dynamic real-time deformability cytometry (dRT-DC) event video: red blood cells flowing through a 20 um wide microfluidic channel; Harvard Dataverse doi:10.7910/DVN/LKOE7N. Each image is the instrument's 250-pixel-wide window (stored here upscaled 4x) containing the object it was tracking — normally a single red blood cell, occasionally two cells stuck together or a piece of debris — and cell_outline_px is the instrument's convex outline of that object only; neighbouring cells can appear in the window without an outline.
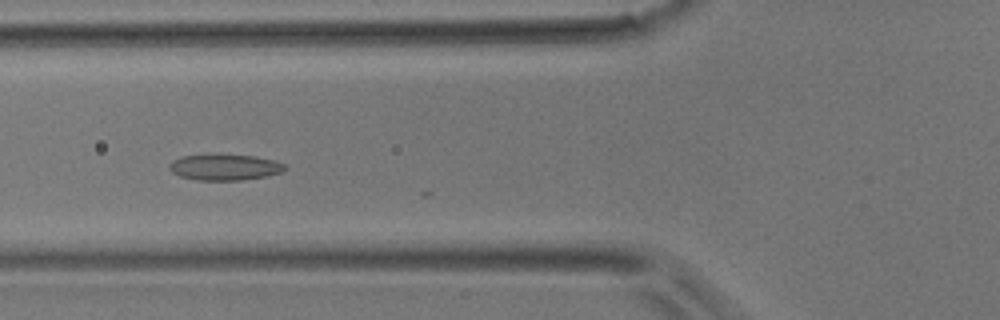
{"species": "common noctule bat (a hibernating species)", "species_latin": "Nyctalus noctula", "temperature_condition": "room temperature", "stored_images_in_passage": 16, "camera_frame_rate_fps": 3000, "um_per_image_px": 0.085, "animal": {"sex": "male", "body_mass_g": 17.9}, "frame": {"image": 1, "passage_image": 13, "time_ms": 4.0, "image_size_px": [1000, 320], "cell_outline_px": [[288, 168], [280, 172], [268, 176], [240, 180], [196, 180], [180, 176], [172, 172], [168, 168], [168, 164], [172, 160], [180, 156], [256, 156], [272, 160], [284, 164]], "centroid_in_image_um": [19.08, 14.24], "position_along_channel_um": 106.7, "area_um2": 17.11}}